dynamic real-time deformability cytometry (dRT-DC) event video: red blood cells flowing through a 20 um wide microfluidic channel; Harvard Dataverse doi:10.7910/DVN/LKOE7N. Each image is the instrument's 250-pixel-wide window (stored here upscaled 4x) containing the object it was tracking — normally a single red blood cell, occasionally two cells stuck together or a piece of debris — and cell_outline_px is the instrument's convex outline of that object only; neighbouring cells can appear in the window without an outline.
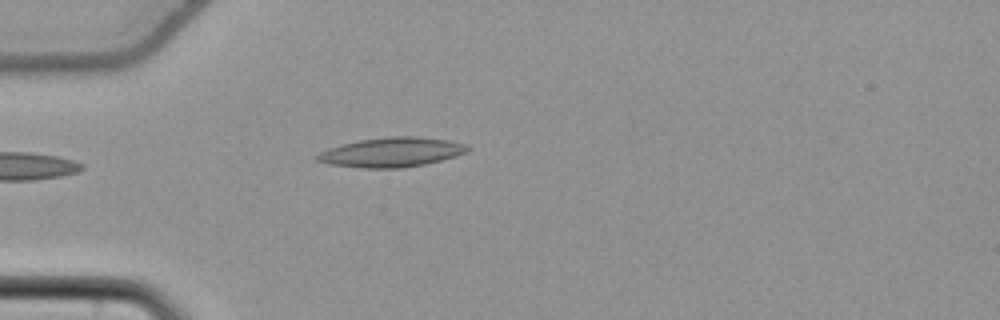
{"species": "common noctule bat (a hibernating species)", "species_latin": "Nyctalus noctula", "temperature_condition": "cold", "stored_images_in_passage": 40, "camera_frame_rate_fps": 3000, "um_per_image_px": 0.085, "animal": {"sex": "female", "body_mass_g": 22.7, "forearm_length_mm": 54.2}, "frame": {"image": 1, "passage_image": 1, "time_ms": 0.0, "image_size_px": [1000, 320], "cell_outline_px": [[472, 148], [468, 152], [456, 156], [424, 164], [400, 168], [364, 168], [328, 164], [316, 160], [316, 156], [320, 152], [328, 148], [340, 144], [360, 140], [392, 136], [416, 136], [448, 140], [468, 144]], "centroid_in_image_um": [33.31, 12.93], "position_along_channel_um": 51.7, "area_um2": 25.95}}
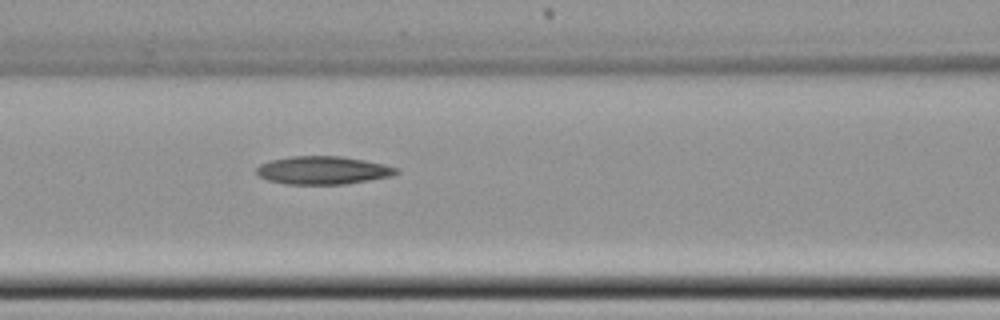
{"frame": {"image": 2, "passage_image": 9, "time_ms": 2.667, "image_size_px": [1000, 320], "cell_outline_px": [[400, 172], [392, 176], [344, 184], [284, 184], [268, 180], [260, 176], [256, 172], [256, 168], [260, 164], [272, 160], [292, 156], [340, 156], [364, 160], [384, 164], [400, 168]], "centroid_in_image_um": [27.47, 14.47], "position_along_channel_um": 139.1, "area_um2": 22.83}}
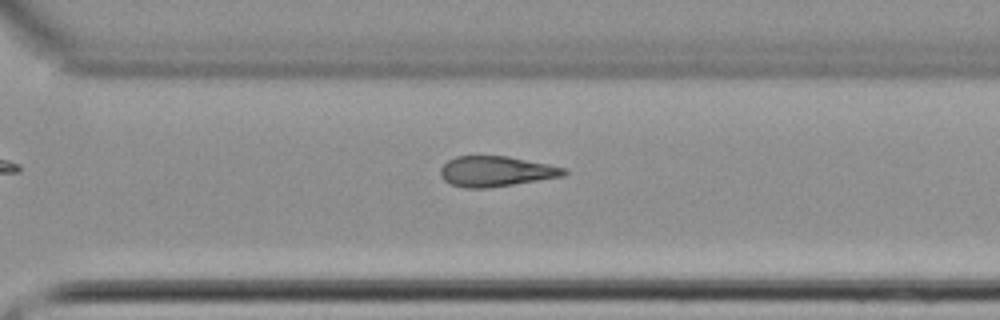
{"frame": {"image": 3, "passage_image": 24, "time_ms": 7.667, "image_size_px": [1000, 320], "cell_outline_px": [[568, 172], [564, 176], [488, 188], [464, 188], [448, 184], [440, 176], [440, 168], [448, 160], [456, 156], [508, 156], [568, 168]], "centroid_in_image_um": [42.15, 14.57], "position_along_channel_um": 328.5, "area_um2": 22.02}}